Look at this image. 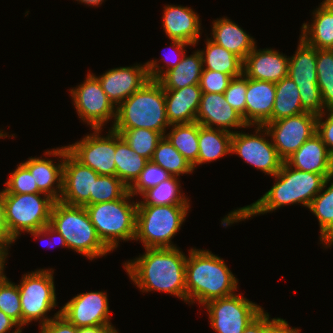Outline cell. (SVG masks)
Returning <instances> with one entry per match:
<instances>
[{
    "instance_id": "cell-3",
    "label": "cell",
    "mask_w": 333,
    "mask_h": 333,
    "mask_svg": "<svg viewBox=\"0 0 333 333\" xmlns=\"http://www.w3.org/2000/svg\"><path fill=\"white\" fill-rule=\"evenodd\" d=\"M185 264L186 302L208 301L234 295L238 281L224 260L209 250L191 248ZM235 291V292H234Z\"/></svg>"
},
{
    "instance_id": "cell-25",
    "label": "cell",
    "mask_w": 333,
    "mask_h": 333,
    "mask_svg": "<svg viewBox=\"0 0 333 333\" xmlns=\"http://www.w3.org/2000/svg\"><path fill=\"white\" fill-rule=\"evenodd\" d=\"M201 94L199 84L164 90L166 116L170 125L196 122Z\"/></svg>"
},
{
    "instance_id": "cell-33",
    "label": "cell",
    "mask_w": 333,
    "mask_h": 333,
    "mask_svg": "<svg viewBox=\"0 0 333 333\" xmlns=\"http://www.w3.org/2000/svg\"><path fill=\"white\" fill-rule=\"evenodd\" d=\"M306 112L301 105L297 85L286 76L275 83V100L272 110V121L296 116Z\"/></svg>"
},
{
    "instance_id": "cell-32",
    "label": "cell",
    "mask_w": 333,
    "mask_h": 333,
    "mask_svg": "<svg viewBox=\"0 0 333 333\" xmlns=\"http://www.w3.org/2000/svg\"><path fill=\"white\" fill-rule=\"evenodd\" d=\"M206 49L199 50L202 55L203 69L217 71L230 75L232 78L240 76L243 73V61L207 38Z\"/></svg>"
},
{
    "instance_id": "cell-43",
    "label": "cell",
    "mask_w": 333,
    "mask_h": 333,
    "mask_svg": "<svg viewBox=\"0 0 333 333\" xmlns=\"http://www.w3.org/2000/svg\"><path fill=\"white\" fill-rule=\"evenodd\" d=\"M247 92V76L242 73L240 76L230 80L228 88L224 92L225 100L238 111L245 121V106Z\"/></svg>"
},
{
    "instance_id": "cell-42",
    "label": "cell",
    "mask_w": 333,
    "mask_h": 333,
    "mask_svg": "<svg viewBox=\"0 0 333 333\" xmlns=\"http://www.w3.org/2000/svg\"><path fill=\"white\" fill-rule=\"evenodd\" d=\"M5 185L4 194L41 193L30 170L23 163L11 172Z\"/></svg>"
},
{
    "instance_id": "cell-2",
    "label": "cell",
    "mask_w": 333,
    "mask_h": 333,
    "mask_svg": "<svg viewBox=\"0 0 333 333\" xmlns=\"http://www.w3.org/2000/svg\"><path fill=\"white\" fill-rule=\"evenodd\" d=\"M144 249L123 265L133 283L142 292L161 291L186 302L185 254L178 247Z\"/></svg>"
},
{
    "instance_id": "cell-26",
    "label": "cell",
    "mask_w": 333,
    "mask_h": 333,
    "mask_svg": "<svg viewBox=\"0 0 333 333\" xmlns=\"http://www.w3.org/2000/svg\"><path fill=\"white\" fill-rule=\"evenodd\" d=\"M212 23L210 39L244 61L256 46L255 39L227 17L216 19Z\"/></svg>"
},
{
    "instance_id": "cell-49",
    "label": "cell",
    "mask_w": 333,
    "mask_h": 333,
    "mask_svg": "<svg viewBox=\"0 0 333 333\" xmlns=\"http://www.w3.org/2000/svg\"><path fill=\"white\" fill-rule=\"evenodd\" d=\"M5 219L4 189L0 191V247L8 253V247L14 243Z\"/></svg>"
},
{
    "instance_id": "cell-57",
    "label": "cell",
    "mask_w": 333,
    "mask_h": 333,
    "mask_svg": "<svg viewBox=\"0 0 333 333\" xmlns=\"http://www.w3.org/2000/svg\"><path fill=\"white\" fill-rule=\"evenodd\" d=\"M22 332V329H15L14 332L12 333H21Z\"/></svg>"
},
{
    "instance_id": "cell-53",
    "label": "cell",
    "mask_w": 333,
    "mask_h": 333,
    "mask_svg": "<svg viewBox=\"0 0 333 333\" xmlns=\"http://www.w3.org/2000/svg\"><path fill=\"white\" fill-rule=\"evenodd\" d=\"M78 333H119L114 326H93L78 328Z\"/></svg>"
},
{
    "instance_id": "cell-23",
    "label": "cell",
    "mask_w": 333,
    "mask_h": 333,
    "mask_svg": "<svg viewBox=\"0 0 333 333\" xmlns=\"http://www.w3.org/2000/svg\"><path fill=\"white\" fill-rule=\"evenodd\" d=\"M275 83L247 77L245 122L248 126H264L272 121Z\"/></svg>"
},
{
    "instance_id": "cell-58",
    "label": "cell",
    "mask_w": 333,
    "mask_h": 333,
    "mask_svg": "<svg viewBox=\"0 0 333 333\" xmlns=\"http://www.w3.org/2000/svg\"><path fill=\"white\" fill-rule=\"evenodd\" d=\"M333 6V0H327Z\"/></svg>"
},
{
    "instance_id": "cell-11",
    "label": "cell",
    "mask_w": 333,
    "mask_h": 333,
    "mask_svg": "<svg viewBox=\"0 0 333 333\" xmlns=\"http://www.w3.org/2000/svg\"><path fill=\"white\" fill-rule=\"evenodd\" d=\"M210 325L217 333H243L263 308L241 294L217 298L205 305Z\"/></svg>"
},
{
    "instance_id": "cell-46",
    "label": "cell",
    "mask_w": 333,
    "mask_h": 333,
    "mask_svg": "<svg viewBox=\"0 0 333 333\" xmlns=\"http://www.w3.org/2000/svg\"><path fill=\"white\" fill-rule=\"evenodd\" d=\"M326 114L328 115L327 119L322 121ZM316 133L321 137L329 152L333 155V109H327L322 114L317 115Z\"/></svg>"
},
{
    "instance_id": "cell-45",
    "label": "cell",
    "mask_w": 333,
    "mask_h": 333,
    "mask_svg": "<svg viewBox=\"0 0 333 333\" xmlns=\"http://www.w3.org/2000/svg\"><path fill=\"white\" fill-rule=\"evenodd\" d=\"M231 79L232 77L228 74L203 69L199 86L201 91L205 93L224 94Z\"/></svg>"
},
{
    "instance_id": "cell-38",
    "label": "cell",
    "mask_w": 333,
    "mask_h": 333,
    "mask_svg": "<svg viewBox=\"0 0 333 333\" xmlns=\"http://www.w3.org/2000/svg\"><path fill=\"white\" fill-rule=\"evenodd\" d=\"M317 84L324 108L333 109V50L317 49Z\"/></svg>"
},
{
    "instance_id": "cell-13",
    "label": "cell",
    "mask_w": 333,
    "mask_h": 333,
    "mask_svg": "<svg viewBox=\"0 0 333 333\" xmlns=\"http://www.w3.org/2000/svg\"><path fill=\"white\" fill-rule=\"evenodd\" d=\"M255 128V134L242 133V131L233 132L231 153L237 154L246 163L263 173L274 176L284 161L279 157L272 140L266 139V136L270 137L266 128L264 126H255Z\"/></svg>"
},
{
    "instance_id": "cell-36",
    "label": "cell",
    "mask_w": 333,
    "mask_h": 333,
    "mask_svg": "<svg viewBox=\"0 0 333 333\" xmlns=\"http://www.w3.org/2000/svg\"><path fill=\"white\" fill-rule=\"evenodd\" d=\"M151 161L175 177L194 171L190 162L178 152L165 136L162 137L156 146Z\"/></svg>"
},
{
    "instance_id": "cell-19",
    "label": "cell",
    "mask_w": 333,
    "mask_h": 333,
    "mask_svg": "<svg viewBox=\"0 0 333 333\" xmlns=\"http://www.w3.org/2000/svg\"><path fill=\"white\" fill-rule=\"evenodd\" d=\"M196 122L202 126L223 129L233 132L230 128H248L242 115L236 111L220 93L202 92Z\"/></svg>"
},
{
    "instance_id": "cell-9",
    "label": "cell",
    "mask_w": 333,
    "mask_h": 333,
    "mask_svg": "<svg viewBox=\"0 0 333 333\" xmlns=\"http://www.w3.org/2000/svg\"><path fill=\"white\" fill-rule=\"evenodd\" d=\"M54 269H38L23 275L18 284L22 310V327L32 321L44 325L52 319L46 313L57 306L55 293Z\"/></svg>"
},
{
    "instance_id": "cell-48",
    "label": "cell",
    "mask_w": 333,
    "mask_h": 333,
    "mask_svg": "<svg viewBox=\"0 0 333 333\" xmlns=\"http://www.w3.org/2000/svg\"><path fill=\"white\" fill-rule=\"evenodd\" d=\"M269 314L264 311V332L263 333H299L300 329L291 328L286 320L281 318L269 319Z\"/></svg>"
},
{
    "instance_id": "cell-17",
    "label": "cell",
    "mask_w": 333,
    "mask_h": 333,
    "mask_svg": "<svg viewBox=\"0 0 333 333\" xmlns=\"http://www.w3.org/2000/svg\"><path fill=\"white\" fill-rule=\"evenodd\" d=\"M99 174L79 162L67 149L64 155L61 202L73 206L90 205L94 181Z\"/></svg>"
},
{
    "instance_id": "cell-51",
    "label": "cell",
    "mask_w": 333,
    "mask_h": 333,
    "mask_svg": "<svg viewBox=\"0 0 333 333\" xmlns=\"http://www.w3.org/2000/svg\"><path fill=\"white\" fill-rule=\"evenodd\" d=\"M264 332V310L244 329L243 333Z\"/></svg>"
},
{
    "instance_id": "cell-5",
    "label": "cell",
    "mask_w": 333,
    "mask_h": 333,
    "mask_svg": "<svg viewBox=\"0 0 333 333\" xmlns=\"http://www.w3.org/2000/svg\"><path fill=\"white\" fill-rule=\"evenodd\" d=\"M49 225L64 237L68 249L82 254L89 260L111 252L98 237L84 206L55 201Z\"/></svg>"
},
{
    "instance_id": "cell-56",
    "label": "cell",
    "mask_w": 333,
    "mask_h": 333,
    "mask_svg": "<svg viewBox=\"0 0 333 333\" xmlns=\"http://www.w3.org/2000/svg\"><path fill=\"white\" fill-rule=\"evenodd\" d=\"M7 136V133H3L2 130H0V138H5Z\"/></svg>"
},
{
    "instance_id": "cell-55",
    "label": "cell",
    "mask_w": 333,
    "mask_h": 333,
    "mask_svg": "<svg viewBox=\"0 0 333 333\" xmlns=\"http://www.w3.org/2000/svg\"><path fill=\"white\" fill-rule=\"evenodd\" d=\"M89 6H99L104 0H76Z\"/></svg>"
},
{
    "instance_id": "cell-16",
    "label": "cell",
    "mask_w": 333,
    "mask_h": 333,
    "mask_svg": "<svg viewBox=\"0 0 333 333\" xmlns=\"http://www.w3.org/2000/svg\"><path fill=\"white\" fill-rule=\"evenodd\" d=\"M106 292L80 293L61 308L63 315L77 328L112 326Z\"/></svg>"
},
{
    "instance_id": "cell-6",
    "label": "cell",
    "mask_w": 333,
    "mask_h": 333,
    "mask_svg": "<svg viewBox=\"0 0 333 333\" xmlns=\"http://www.w3.org/2000/svg\"><path fill=\"white\" fill-rule=\"evenodd\" d=\"M132 197L128 191L121 199L85 206L98 237L110 251L119 241L135 238L137 201L131 202Z\"/></svg>"
},
{
    "instance_id": "cell-31",
    "label": "cell",
    "mask_w": 333,
    "mask_h": 333,
    "mask_svg": "<svg viewBox=\"0 0 333 333\" xmlns=\"http://www.w3.org/2000/svg\"><path fill=\"white\" fill-rule=\"evenodd\" d=\"M329 182L330 186L327 188ZM309 210L319 221L321 243L326 245L324 246L326 248L331 247L333 245V174L326 178L322 190L312 200Z\"/></svg>"
},
{
    "instance_id": "cell-8",
    "label": "cell",
    "mask_w": 333,
    "mask_h": 333,
    "mask_svg": "<svg viewBox=\"0 0 333 333\" xmlns=\"http://www.w3.org/2000/svg\"><path fill=\"white\" fill-rule=\"evenodd\" d=\"M4 202L6 223L16 240L23 232L49 225L55 200L44 193H24L4 194Z\"/></svg>"
},
{
    "instance_id": "cell-21",
    "label": "cell",
    "mask_w": 333,
    "mask_h": 333,
    "mask_svg": "<svg viewBox=\"0 0 333 333\" xmlns=\"http://www.w3.org/2000/svg\"><path fill=\"white\" fill-rule=\"evenodd\" d=\"M289 57L273 49L257 50V46L243 61V73L250 79L277 83L288 76Z\"/></svg>"
},
{
    "instance_id": "cell-30",
    "label": "cell",
    "mask_w": 333,
    "mask_h": 333,
    "mask_svg": "<svg viewBox=\"0 0 333 333\" xmlns=\"http://www.w3.org/2000/svg\"><path fill=\"white\" fill-rule=\"evenodd\" d=\"M115 176L128 188L136 181L148 160L130 148L121 135L115 131Z\"/></svg>"
},
{
    "instance_id": "cell-18",
    "label": "cell",
    "mask_w": 333,
    "mask_h": 333,
    "mask_svg": "<svg viewBox=\"0 0 333 333\" xmlns=\"http://www.w3.org/2000/svg\"><path fill=\"white\" fill-rule=\"evenodd\" d=\"M97 78L115 107L150 80L146 64L113 68Z\"/></svg>"
},
{
    "instance_id": "cell-29",
    "label": "cell",
    "mask_w": 333,
    "mask_h": 333,
    "mask_svg": "<svg viewBox=\"0 0 333 333\" xmlns=\"http://www.w3.org/2000/svg\"><path fill=\"white\" fill-rule=\"evenodd\" d=\"M232 134L233 132L199 124V153L197 162L193 165V169H195L197 165L215 161L231 153Z\"/></svg>"
},
{
    "instance_id": "cell-47",
    "label": "cell",
    "mask_w": 333,
    "mask_h": 333,
    "mask_svg": "<svg viewBox=\"0 0 333 333\" xmlns=\"http://www.w3.org/2000/svg\"><path fill=\"white\" fill-rule=\"evenodd\" d=\"M39 327L40 333H78V328L61 315V309L50 321Z\"/></svg>"
},
{
    "instance_id": "cell-52",
    "label": "cell",
    "mask_w": 333,
    "mask_h": 333,
    "mask_svg": "<svg viewBox=\"0 0 333 333\" xmlns=\"http://www.w3.org/2000/svg\"><path fill=\"white\" fill-rule=\"evenodd\" d=\"M12 327L22 329L13 319L0 310V333H9Z\"/></svg>"
},
{
    "instance_id": "cell-50",
    "label": "cell",
    "mask_w": 333,
    "mask_h": 333,
    "mask_svg": "<svg viewBox=\"0 0 333 333\" xmlns=\"http://www.w3.org/2000/svg\"><path fill=\"white\" fill-rule=\"evenodd\" d=\"M31 234L32 236H34V238L35 239H37V237L39 238V237H49L50 238V236H51V238L54 236V237H56L57 236V238L59 239L58 241H59V244L61 245V246H64L65 248L67 247V243H66V241H65V239H64V237L60 234V233H58L57 231H55L50 225H46V226H44L43 228H41V229H38V230H35V231H30V232H28V234ZM53 237V238H54Z\"/></svg>"
},
{
    "instance_id": "cell-10",
    "label": "cell",
    "mask_w": 333,
    "mask_h": 333,
    "mask_svg": "<svg viewBox=\"0 0 333 333\" xmlns=\"http://www.w3.org/2000/svg\"><path fill=\"white\" fill-rule=\"evenodd\" d=\"M299 38L295 55L289 57L288 76L298 87L302 108L306 112L320 115L325 108L317 84V49Z\"/></svg>"
},
{
    "instance_id": "cell-44",
    "label": "cell",
    "mask_w": 333,
    "mask_h": 333,
    "mask_svg": "<svg viewBox=\"0 0 333 333\" xmlns=\"http://www.w3.org/2000/svg\"><path fill=\"white\" fill-rule=\"evenodd\" d=\"M186 46H192V45L189 43H186L184 41H180V40H171L170 47L173 49V51L175 50L176 53L178 54L177 55L178 60L176 61L174 59V57L168 58V57H170V54L168 57H165L163 62L166 63L165 64L166 70L163 69L164 66H162V67L159 66V64H158L159 62L157 60H151V61L146 62L145 64H146V67L148 70V75H149L150 80L158 81L168 70H171L172 68L176 67L177 64L181 61V58L183 57V55L185 54ZM173 59H174V61H173Z\"/></svg>"
},
{
    "instance_id": "cell-15",
    "label": "cell",
    "mask_w": 333,
    "mask_h": 333,
    "mask_svg": "<svg viewBox=\"0 0 333 333\" xmlns=\"http://www.w3.org/2000/svg\"><path fill=\"white\" fill-rule=\"evenodd\" d=\"M92 130L94 133L66 147L79 162L99 175L115 176V131L110 128L108 135L104 137L99 134L102 129Z\"/></svg>"
},
{
    "instance_id": "cell-7",
    "label": "cell",
    "mask_w": 333,
    "mask_h": 333,
    "mask_svg": "<svg viewBox=\"0 0 333 333\" xmlns=\"http://www.w3.org/2000/svg\"><path fill=\"white\" fill-rule=\"evenodd\" d=\"M189 205H137L134 240L144 248L177 247L171 240L186 220Z\"/></svg>"
},
{
    "instance_id": "cell-40",
    "label": "cell",
    "mask_w": 333,
    "mask_h": 333,
    "mask_svg": "<svg viewBox=\"0 0 333 333\" xmlns=\"http://www.w3.org/2000/svg\"><path fill=\"white\" fill-rule=\"evenodd\" d=\"M0 310L22 327V310L18 285L4 275L0 279Z\"/></svg>"
},
{
    "instance_id": "cell-41",
    "label": "cell",
    "mask_w": 333,
    "mask_h": 333,
    "mask_svg": "<svg viewBox=\"0 0 333 333\" xmlns=\"http://www.w3.org/2000/svg\"><path fill=\"white\" fill-rule=\"evenodd\" d=\"M171 177L166 170L150 160L146 163L136 181L128 188V191L132 196L139 194L141 196L148 189Z\"/></svg>"
},
{
    "instance_id": "cell-28",
    "label": "cell",
    "mask_w": 333,
    "mask_h": 333,
    "mask_svg": "<svg viewBox=\"0 0 333 333\" xmlns=\"http://www.w3.org/2000/svg\"><path fill=\"white\" fill-rule=\"evenodd\" d=\"M203 66L202 55L199 50H196L190 56H186L185 53L177 66L168 70L158 82L164 90H177L199 84Z\"/></svg>"
},
{
    "instance_id": "cell-34",
    "label": "cell",
    "mask_w": 333,
    "mask_h": 333,
    "mask_svg": "<svg viewBox=\"0 0 333 333\" xmlns=\"http://www.w3.org/2000/svg\"><path fill=\"white\" fill-rule=\"evenodd\" d=\"M171 127L170 133L164 136L193 166L197 162L199 153V123L172 124Z\"/></svg>"
},
{
    "instance_id": "cell-14",
    "label": "cell",
    "mask_w": 333,
    "mask_h": 333,
    "mask_svg": "<svg viewBox=\"0 0 333 333\" xmlns=\"http://www.w3.org/2000/svg\"><path fill=\"white\" fill-rule=\"evenodd\" d=\"M279 157L285 161L317 132V115L304 112L264 125Z\"/></svg>"
},
{
    "instance_id": "cell-54",
    "label": "cell",
    "mask_w": 333,
    "mask_h": 333,
    "mask_svg": "<svg viewBox=\"0 0 333 333\" xmlns=\"http://www.w3.org/2000/svg\"><path fill=\"white\" fill-rule=\"evenodd\" d=\"M8 253L0 247V279L4 276V265H5V259L8 257Z\"/></svg>"
},
{
    "instance_id": "cell-4",
    "label": "cell",
    "mask_w": 333,
    "mask_h": 333,
    "mask_svg": "<svg viewBox=\"0 0 333 333\" xmlns=\"http://www.w3.org/2000/svg\"><path fill=\"white\" fill-rule=\"evenodd\" d=\"M170 127L164 89L158 81L149 80L116 107V120L112 129L144 128L165 135L166 128Z\"/></svg>"
},
{
    "instance_id": "cell-12",
    "label": "cell",
    "mask_w": 333,
    "mask_h": 333,
    "mask_svg": "<svg viewBox=\"0 0 333 333\" xmlns=\"http://www.w3.org/2000/svg\"><path fill=\"white\" fill-rule=\"evenodd\" d=\"M70 94L78 116L92 129H102L112 118L113 127L116 107L108 99L96 75L88 73L83 83L70 89Z\"/></svg>"
},
{
    "instance_id": "cell-37",
    "label": "cell",
    "mask_w": 333,
    "mask_h": 333,
    "mask_svg": "<svg viewBox=\"0 0 333 333\" xmlns=\"http://www.w3.org/2000/svg\"><path fill=\"white\" fill-rule=\"evenodd\" d=\"M113 130L121 135L132 150L148 161L152 159L156 146L164 136L160 132L144 128Z\"/></svg>"
},
{
    "instance_id": "cell-35",
    "label": "cell",
    "mask_w": 333,
    "mask_h": 333,
    "mask_svg": "<svg viewBox=\"0 0 333 333\" xmlns=\"http://www.w3.org/2000/svg\"><path fill=\"white\" fill-rule=\"evenodd\" d=\"M178 177L172 176L145 191L141 197L143 201H138L137 205H175L190 204L189 199L181 193V184Z\"/></svg>"
},
{
    "instance_id": "cell-22",
    "label": "cell",
    "mask_w": 333,
    "mask_h": 333,
    "mask_svg": "<svg viewBox=\"0 0 333 333\" xmlns=\"http://www.w3.org/2000/svg\"><path fill=\"white\" fill-rule=\"evenodd\" d=\"M284 162L292 168L322 174L326 178L333 174V155L317 133Z\"/></svg>"
},
{
    "instance_id": "cell-39",
    "label": "cell",
    "mask_w": 333,
    "mask_h": 333,
    "mask_svg": "<svg viewBox=\"0 0 333 333\" xmlns=\"http://www.w3.org/2000/svg\"><path fill=\"white\" fill-rule=\"evenodd\" d=\"M127 192L128 187L116 176L99 175L90 193V205L121 199Z\"/></svg>"
},
{
    "instance_id": "cell-24",
    "label": "cell",
    "mask_w": 333,
    "mask_h": 333,
    "mask_svg": "<svg viewBox=\"0 0 333 333\" xmlns=\"http://www.w3.org/2000/svg\"><path fill=\"white\" fill-rule=\"evenodd\" d=\"M163 30L170 40H180L197 45L201 23L193 9L178 5H167L163 10Z\"/></svg>"
},
{
    "instance_id": "cell-27",
    "label": "cell",
    "mask_w": 333,
    "mask_h": 333,
    "mask_svg": "<svg viewBox=\"0 0 333 333\" xmlns=\"http://www.w3.org/2000/svg\"><path fill=\"white\" fill-rule=\"evenodd\" d=\"M312 14V24L302 25L300 37L316 49H333V6L324 0Z\"/></svg>"
},
{
    "instance_id": "cell-1",
    "label": "cell",
    "mask_w": 333,
    "mask_h": 333,
    "mask_svg": "<svg viewBox=\"0 0 333 333\" xmlns=\"http://www.w3.org/2000/svg\"><path fill=\"white\" fill-rule=\"evenodd\" d=\"M274 185L260 199L251 205L238 208L222 219V225L244 221L259 214L273 212L290 204H302L309 208L314 197L322 190L326 177L288 166L283 162L280 170L273 176Z\"/></svg>"
},
{
    "instance_id": "cell-20",
    "label": "cell",
    "mask_w": 333,
    "mask_h": 333,
    "mask_svg": "<svg viewBox=\"0 0 333 333\" xmlns=\"http://www.w3.org/2000/svg\"><path fill=\"white\" fill-rule=\"evenodd\" d=\"M66 146L45 152V155L60 158L58 164L51 159L30 157L23 164L30 170L38 190L55 201H59L62 194L63 164ZM60 162V163H59ZM56 185V186H55Z\"/></svg>"
}]
</instances>
